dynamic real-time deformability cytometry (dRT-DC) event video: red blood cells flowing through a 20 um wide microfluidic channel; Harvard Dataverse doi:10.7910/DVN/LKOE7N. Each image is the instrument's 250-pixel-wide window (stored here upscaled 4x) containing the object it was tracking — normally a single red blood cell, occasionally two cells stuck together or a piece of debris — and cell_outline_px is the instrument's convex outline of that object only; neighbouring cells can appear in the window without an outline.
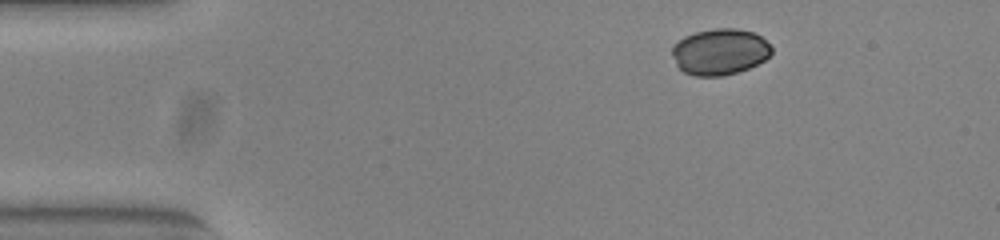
{"species": "common noctule bat (a hibernating species)", "species_latin": "Nyctalus noctula", "temperature_condition": "warm", "stored_images_in_passage": 46, "camera_frame_rate_fps": 3000, "um_per_image_px": 0.085, "animal": {"sex": "female", "body_mass_g": 23.0, "forearm_length_mm": 53.4}, "frame": {"image": 1, "passage_image": 1, "time_ms": 0.0, "image_size_px": [1000, 240], "cell_outline_px": [[772, 52], [764, 60], [748, 68], [724, 76], [696, 76], [684, 72], [676, 64], [672, 56], [672, 44], [684, 36], [696, 32], [716, 28], [736, 28], [752, 32], [760, 36], [772, 48]], "centroid_in_image_um": [61.15, 4.4], "position_along_channel_um": 23.9, "area_um2": 26.7}}
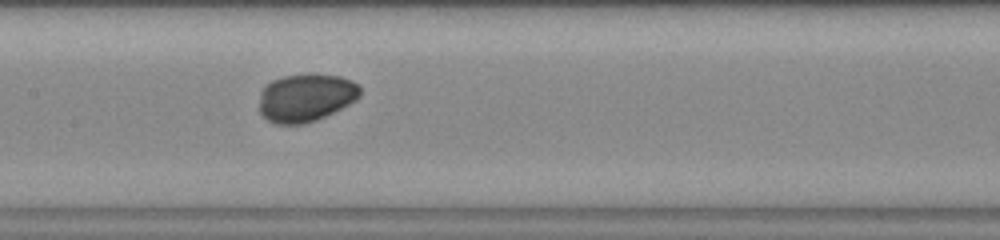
{"frame": {"image": 2, "passage_image": 19, "time_ms": 6.0, "image_size_px": [1000, 240], "cell_outline_px": [[360, 96], [356, 100], [316, 120], [304, 124], [276, 124], [268, 120], [260, 112], [260, 92], [272, 80], [284, 76], [340, 76], [352, 80], [360, 84]], "centroid_in_image_um": [26.0, 8.32], "position_along_channel_um": 181.4, "area_um2": 27.57}}
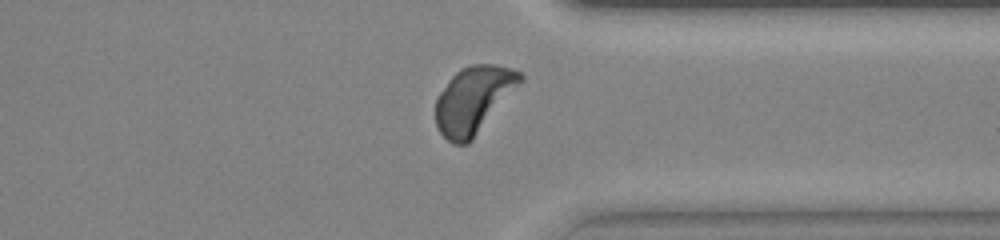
{"frame": {"image": 3, "passage_image": 34, "time_ms": 11.0, "image_size_px": [1000, 240], "cell_outline_px": [[524, 80], [472, 140], [468, 144], [452, 144], [436, 128], [436, 96], [448, 80], [460, 68], [468, 64], [496, 64], [520, 72], [524, 76]], "centroid_in_image_um": [40.24, 8.47], "position_along_channel_um": 371.2, "area_um2": 33.06}, "authors_computed_cell_mechanics": {"area_um2": 29.2468, "velocity_mm_per_s": 3.8541, "shape_relaxation_time_tau1_ms": 1.8243, "shape_relaxation_time_tau2_ms": null, "deformation_change_tau1": 0.084, "deformation_change_tau2": null}}